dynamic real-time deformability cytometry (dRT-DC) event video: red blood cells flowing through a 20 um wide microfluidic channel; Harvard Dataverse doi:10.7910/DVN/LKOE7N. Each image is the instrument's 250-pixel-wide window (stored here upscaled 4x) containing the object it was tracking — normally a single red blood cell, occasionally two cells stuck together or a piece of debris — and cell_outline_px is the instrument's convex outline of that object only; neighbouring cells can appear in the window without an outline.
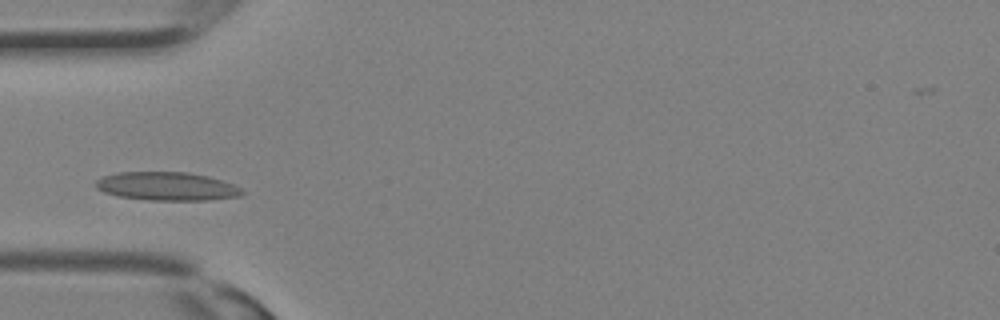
{"species": "Egyptian fruit bat (a non-hibernating species)", "species_latin": "Rousettus aegyptiacus", "temperature_condition": "room temperature", "stored_images_in_passage": 28, "camera_frame_rate_fps": 3000, "um_per_image_px": 0.085, "animal": {"sex": "female"}, "frame": {"image": 1, "passage_image": 6, "time_ms": 1.667, "image_size_px": [1000, 320], "cell_outline_px": [[244, 192], [240, 196], [208, 200], [148, 200], [116, 196], [104, 192], [96, 188], [92, 184], [96, 180], [104, 176], [116, 172], [188, 172], [208, 176], [232, 184], [240, 188]], "centroid_in_image_um": [14.12, 15.83], "position_along_channel_um": 70.9, "area_um2": 24.33}}
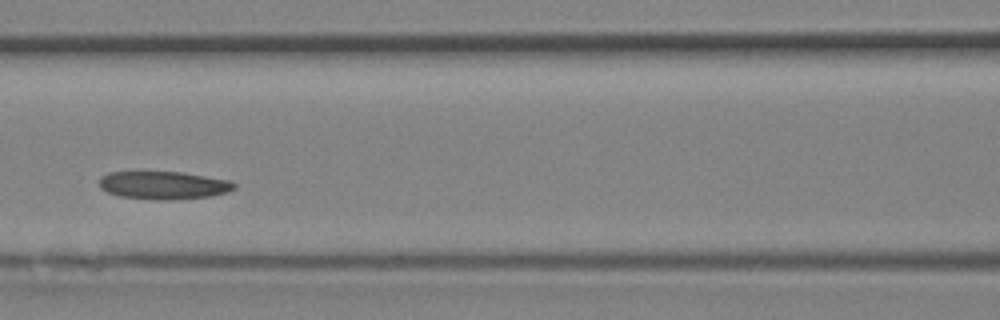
{"frame": {"image": 2, "passage_image": 10, "time_ms": 3.0, "image_size_px": [1000, 320], "cell_outline_px": [[236, 188], [228, 192], [212, 196], [160, 200], [120, 196], [108, 192], [100, 188], [100, 176], [108, 172], [184, 172], [228, 180], [236, 184]], "centroid_in_image_um": [13.91, 15.73], "position_along_channel_um": 152.7, "area_um2": 21.85}}
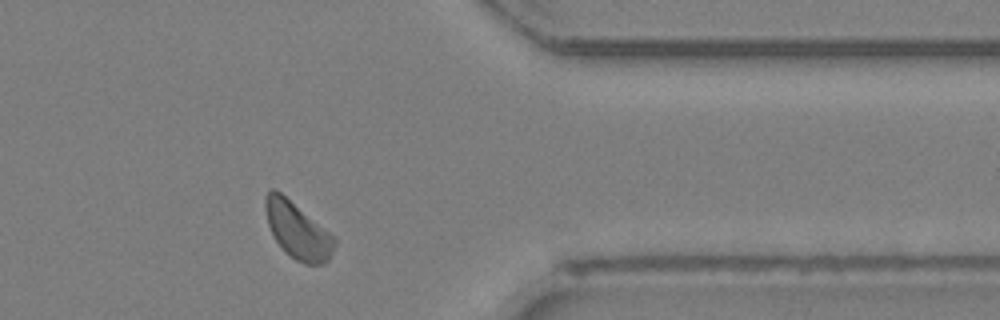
{"frame": {"image": 3, "passage_image": 22, "time_ms": 7.0, "image_size_px": [1000, 320], "cell_outline_px": [[336, 244], [328, 260], [324, 264], [304, 264], [288, 256], [284, 252], [276, 240], [268, 224], [264, 208], [264, 196], [272, 188], [276, 188], [328, 232], [336, 240]], "centroid_in_image_um": [25.25, 19.59], "position_along_channel_um": 386.1, "area_um2": 22.48}}